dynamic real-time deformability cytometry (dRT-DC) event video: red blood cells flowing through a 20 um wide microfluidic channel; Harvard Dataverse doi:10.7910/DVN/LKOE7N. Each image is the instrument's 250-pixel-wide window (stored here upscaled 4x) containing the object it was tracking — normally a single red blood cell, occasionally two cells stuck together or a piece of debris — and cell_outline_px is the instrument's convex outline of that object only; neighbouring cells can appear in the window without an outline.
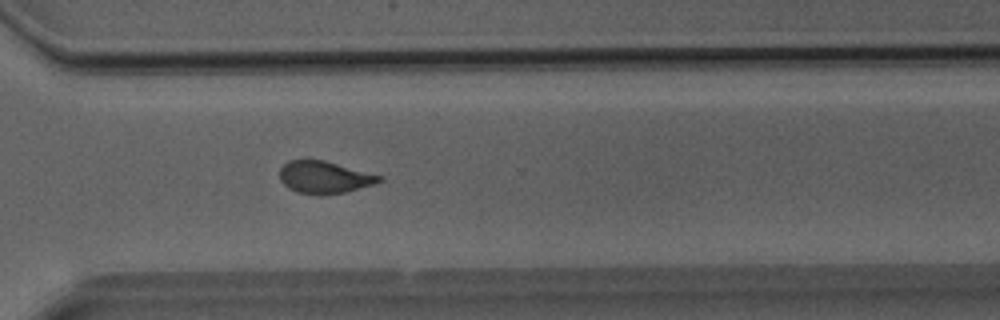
{"species": "Egyptian fruit bat (a non-hibernating species)", "species_latin": "Rousettus aegyptiacus", "temperature_condition": "room temperature", "stored_images_in_passage": 24, "camera_frame_rate_fps": 3000, "um_per_image_px": 0.085, "animal": {"sex": "male"}, "frame": {"image": 1, "passage_image": 17, "time_ms": 5.333, "image_size_px": [1000, 320], "cell_outline_px": [[384, 180], [376, 184], [344, 192], [296, 192], [288, 188], [280, 180], [280, 168], [288, 160], [324, 160], [384, 176]], "centroid_in_image_um": [27.61, 15.03], "position_along_channel_um": 343.0, "area_um2": 18.26}}
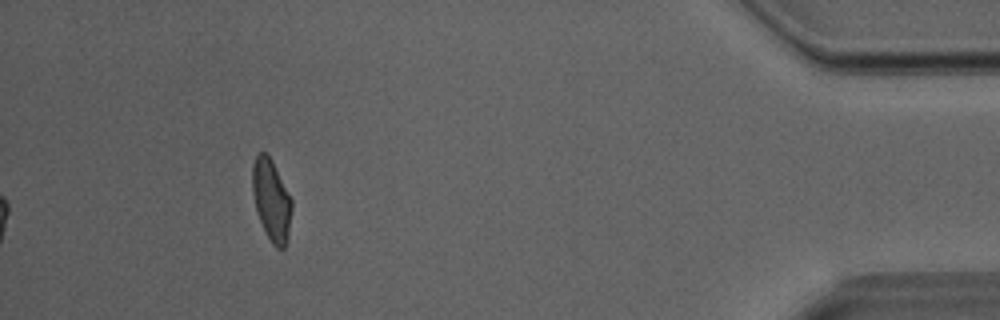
{"frame": {"image": 2, "passage_image": 24, "time_ms": 7.667, "image_size_px": [1000, 320], "cell_outline_px": [[292, 208], [288, 236], [284, 248], [276, 248], [272, 244], [256, 212], [252, 192], [252, 164], [256, 156], [260, 152], [264, 152], [272, 160], [292, 200]], "centroid_in_image_um": [23.06, 17.0], "position_along_channel_um": 412.1, "area_um2": 18.55}}